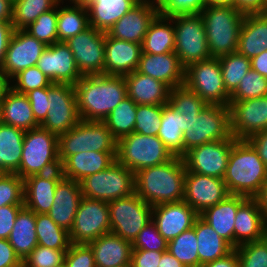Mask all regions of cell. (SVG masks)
Returning <instances> with one entry per match:
<instances>
[{
	"mask_svg": "<svg viewBox=\"0 0 267 267\" xmlns=\"http://www.w3.org/2000/svg\"><path fill=\"white\" fill-rule=\"evenodd\" d=\"M74 89L80 119L86 121H104L127 97L124 76L83 75Z\"/></svg>",
	"mask_w": 267,
	"mask_h": 267,
	"instance_id": "obj_1",
	"label": "cell"
},
{
	"mask_svg": "<svg viewBox=\"0 0 267 267\" xmlns=\"http://www.w3.org/2000/svg\"><path fill=\"white\" fill-rule=\"evenodd\" d=\"M186 166L180 156L134 173L135 193L150 206L184 200Z\"/></svg>",
	"mask_w": 267,
	"mask_h": 267,
	"instance_id": "obj_2",
	"label": "cell"
},
{
	"mask_svg": "<svg viewBox=\"0 0 267 267\" xmlns=\"http://www.w3.org/2000/svg\"><path fill=\"white\" fill-rule=\"evenodd\" d=\"M267 178V166L247 140H236L223 178L230 194L255 198Z\"/></svg>",
	"mask_w": 267,
	"mask_h": 267,
	"instance_id": "obj_3",
	"label": "cell"
},
{
	"mask_svg": "<svg viewBox=\"0 0 267 267\" xmlns=\"http://www.w3.org/2000/svg\"><path fill=\"white\" fill-rule=\"evenodd\" d=\"M211 57L236 52L244 15L231 5L210 4L200 13Z\"/></svg>",
	"mask_w": 267,
	"mask_h": 267,
	"instance_id": "obj_4",
	"label": "cell"
},
{
	"mask_svg": "<svg viewBox=\"0 0 267 267\" xmlns=\"http://www.w3.org/2000/svg\"><path fill=\"white\" fill-rule=\"evenodd\" d=\"M183 117V155L196 146L234 138L229 106L207 104L198 116Z\"/></svg>",
	"mask_w": 267,
	"mask_h": 267,
	"instance_id": "obj_5",
	"label": "cell"
},
{
	"mask_svg": "<svg viewBox=\"0 0 267 267\" xmlns=\"http://www.w3.org/2000/svg\"><path fill=\"white\" fill-rule=\"evenodd\" d=\"M58 135L41 127L25 131L18 172L23 180L59 170Z\"/></svg>",
	"mask_w": 267,
	"mask_h": 267,
	"instance_id": "obj_6",
	"label": "cell"
},
{
	"mask_svg": "<svg viewBox=\"0 0 267 267\" xmlns=\"http://www.w3.org/2000/svg\"><path fill=\"white\" fill-rule=\"evenodd\" d=\"M87 151L117 152V139L103 121L81 119L69 131L58 135V154L61 164L70 155Z\"/></svg>",
	"mask_w": 267,
	"mask_h": 267,
	"instance_id": "obj_7",
	"label": "cell"
},
{
	"mask_svg": "<svg viewBox=\"0 0 267 267\" xmlns=\"http://www.w3.org/2000/svg\"><path fill=\"white\" fill-rule=\"evenodd\" d=\"M174 157L158 136L132 132L117 140L116 161L133 173L157 166Z\"/></svg>",
	"mask_w": 267,
	"mask_h": 267,
	"instance_id": "obj_8",
	"label": "cell"
},
{
	"mask_svg": "<svg viewBox=\"0 0 267 267\" xmlns=\"http://www.w3.org/2000/svg\"><path fill=\"white\" fill-rule=\"evenodd\" d=\"M169 17L175 24L174 52L185 68L192 63L211 58L200 14H177Z\"/></svg>",
	"mask_w": 267,
	"mask_h": 267,
	"instance_id": "obj_9",
	"label": "cell"
},
{
	"mask_svg": "<svg viewBox=\"0 0 267 267\" xmlns=\"http://www.w3.org/2000/svg\"><path fill=\"white\" fill-rule=\"evenodd\" d=\"M79 183L84 197L106 202L135 193L134 173L117 161Z\"/></svg>",
	"mask_w": 267,
	"mask_h": 267,
	"instance_id": "obj_10",
	"label": "cell"
},
{
	"mask_svg": "<svg viewBox=\"0 0 267 267\" xmlns=\"http://www.w3.org/2000/svg\"><path fill=\"white\" fill-rule=\"evenodd\" d=\"M184 85L208 105L229 106L230 95L224 85L218 58L211 57L187 66Z\"/></svg>",
	"mask_w": 267,
	"mask_h": 267,
	"instance_id": "obj_11",
	"label": "cell"
},
{
	"mask_svg": "<svg viewBox=\"0 0 267 267\" xmlns=\"http://www.w3.org/2000/svg\"><path fill=\"white\" fill-rule=\"evenodd\" d=\"M110 232L133 243L138 233L152 220V209L136 193L108 202Z\"/></svg>",
	"mask_w": 267,
	"mask_h": 267,
	"instance_id": "obj_12",
	"label": "cell"
},
{
	"mask_svg": "<svg viewBox=\"0 0 267 267\" xmlns=\"http://www.w3.org/2000/svg\"><path fill=\"white\" fill-rule=\"evenodd\" d=\"M110 230L108 202L83 196L69 231L71 243L88 244Z\"/></svg>",
	"mask_w": 267,
	"mask_h": 267,
	"instance_id": "obj_13",
	"label": "cell"
},
{
	"mask_svg": "<svg viewBox=\"0 0 267 267\" xmlns=\"http://www.w3.org/2000/svg\"><path fill=\"white\" fill-rule=\"evenodd\" d=\"M48 99L50 109L41 128L59 135L81 120L74 85L52 83L48 86Z\"/></svg>",
	"mask_w": 267,
	"mask_h": 267,
	"instance_id": "obj_14",
	"label": "cell"
},
{
	"mask_svg": "<svg viewBox=\"0 0 267 267\" xmlns=\"http://www.w3.org/2000/svg\"><path fill=\"white\" fill-rule=\"evenodd\" d=\"M236 140H217L190 149L182 156L186 170L223 179L232 145Z\"/></svg>",
	"mask_w": 267,
	"mask_h": 267,
	"instance_id": "obj_15",
	"label": "cell"
},
{
	"mask_svg": "<svg viewBox=\"0 0 267 267\" xmlns=\"http://www.w3.org/2000/svg\"><path fill=\"white\" fill-rule=\"evenodd\" d=\"M105 35V32L89 26L65 42L82 75L104 74Z\"/></svg>",
	"mask_w": 267,
	"mask_h": 267,
	"instance_id": "obj_16",
	"label": "cell"
},
{
	"mask_svg": "<svg viewBox=\"0 0 267 267\" xmlns=\"http://www.w3.org/2000/svg\"><path fill=\"white\" fill-rule=\"evenodd\" d=\"M231 132L237 140L267 129V96L229 102Z\"/></svg>",
	"mask_w": 267,
	"mask_h": 267,
	"instance_id": "obj_17",
	"label": "cell"
},
{
	"mask_svg": "<svg viewBox=\"0 0 267 267\" xmlns=\"http://www.w3.org/2000/svg\"><path fill=\"white\" fill-rule=\"evenodd\" d=\"M36 66L52 83L75 85L83 76L65 42L48 45Z\"/></svg>",
	"mask_w": 267,
	"mask_h": 267,
	"instance_id": "obj_18",
	"label": "cell"
},
{
	"mask_svg": "<svg viewBox=\"0 0 267 267\" xmlns=\"http://www.w3.org/2000/svg\"><path fill=\"white\" fill-rule=\"evenodd\" d=\"M229 194L223 179L186 170L184 201L199 215Z\"/></svg>",
	"mask_w": 267,
	"mask_h": 267,
	"instance_id": "obj_19",
	"label": "cell"
},
{
	"mask_svg": "<svg viewBox=\"0 0 267 267\" xmlns=\"http://www.w3.org/2000/svg\"><path fill=\"white\" fill-rule=\"evenodd\" d=\"M47 45L25 30H15L5 55L1 70L10 81L21 71L36 66Z\"/></svg>",
	"mask_w": 267,
	"mask_h": 267,
	"instance_id": "obj_20",
	"label": "cell"
},
{
	"mask_svg": "<svg viewBox=\"0 0 267 267\" xmlns=\"http://www.w3.org/2000/svg\"><path fill=\"white\" fill-rule=\"evenodd\" d=\"M159 13L155 1L140 0L107 31V34L118 40L142 44L151 22Z\"/></svg>",
	"mask_w": 267,
	"mask_h": 267,
	"instance_id": "obj_21",
	"label": "cell"
},
{
	"mask_svg": "<svg viewBox=\"0 0 267 267\" xmlns=\"http://www.w3.org/2000/svg\"><path fill=\"white\" fill-rule=\"evenodd\" d=\"M199 214L184 200L153 206L152 221L161 236L170 241L193 227Z\"/></svg>",
	"mask_w": 267,
	"mask_h": 267,
	"instance_id": "obj_22",
	"label": "cell"
},
{
	"mask_svg": "<svg viewBox=\"0 0 267 267\" xmlns=\"http://www.w3.org/2000/svg\"><path fill=\"white\" fill-rule=\"evenodd\" d=\"M137 71L165 83L170 89L184 85L185 67L175 52L141 53Z\"/></svg>",
	"mask_w": 267,
	"mask_h": 267,
	"instance_id": "obj_23",
	"label": "cell"
},
{
	"mask_svg": "<svg viewBox=\"0 0 267 267\" xmlns=\"http://www.w3.org/2000/svg\"><path fill=\"white\" fill-rule=\"evenodd\" d=\"M141 44L118 40L105 35L104 75L125 76L137 70Z\"/></svg>",
	"mask_w": 267,
	"mask_h": 267,
	"instance_id": "obj_24",
	"label": "cell"
},
{
	"mask_svg": "<svg viewBox=\"0 0 267 267\" xmlns=\"http://www.w3.org/2000/svg\"><path fill=\"white\" fill-rule=\"evenodd\" d=\"M267 235V220L256 198H247L238 208L234 221V249Z\"/></svg>",
	"mask_w": 267,
	"mask_h": 267,
	"instance_id": "obj_25",
	"label": "cell"
},
{
	"mask_svg": "<svg viewBox=\"0 0 267 267\" xmlns=\"http://www.w3.org/2000/svg\"><path fill=\"white\" fill-rule=\"evenodd\" d=\"M82 197L80 183L62 177L57 183L53 205L48 215L58 226L69 232L73 227Z\"/></svg>",
	"mask_w": 267,
	"mask_h": 267,
	"instance_id": "obj_26",
	"label": "cell"
},
{
	"mask_svg": "<svg viewBox=\"0 0 267 267\" xmlns=\"http://www.w3.org/2000/svg\"><path fill=\"white\" fill-rule=\"evenodd\" d=\"M62 177L59 169L24 179V206L36 214L48 213L53 205L57 183Z\"/></svg>",
	"mask_w": 267,
	"mask_h": 267,
	"instance_id": "obj_27",
	"label": "cell"
},
{
	"mask_svg": "<svg viewBox=\"0 0 267 267\" xmlns=\"http://www.w3.org/2000/svg\"><path fill=\"white\" fill-rule=\"evenodd\" d=\"M96 267H130L132 243L113 233L100 236L88 243Z\"/></svg>",
	"mask_w": 267,
	"mask_h": 267,
	"instance_id": "obj_28",
	"label": "cell"
},
{
	"mask_svg": "<svg viewBox=\"0 0 267 267\" xmlns=\"http://www.w3.org/2000/svg\"><path fill=\"white\" fill-rule=\"evenodd\" d=\"M127 96L137 105H165L170 88L163 82L139 73L137 70L124 76Z\"/></svg>",
	"mask_w": 267,
	"mask_h": 267,
	"instance_id": "obj_29",
	"label": "cell"
},
{
	"mask_svg": "<svg viewBox=\"0 0 267 267\" xmlns=\"http://www.w3.org/2000/svg\"><path fill=\"white\" fill-rule=\"evenodd\" d=\"M117 152L87 151L70 155L62 164L63 177L80 182L84 178L107 169L116 161Z\"/></svg>",
	"mask_w": 267,
	"mask_h": 267,
	"instance_id": "obj_30",
	"label": "cell"
},
{
	"mask_svg": "<svg viewBox=\"0 0 267 267\" xmlns=\"http://www.w3.org/2000/svg\"><path fill=\"white\" fill-rule=\"evenodd\" d=\"M248 197L229 194L218 204L207 208L199 216L234 248V221L239 206Z\"/></svg>",
	"mask_w": 267,
	"mask_h": 267,
	"instance_id": "obj_31",
	"label": "cell"
},
{
	"mask_svg": "<svg viewBox=\"0 0 267 267\" xmlns=\"http://www.w3.org/2000/svg\"><path fill=\"white\" fill-rule=\"evenodd\" d=\"M0 122L28 131L40 127L26 94L8 88L0 101Z\"/></svg>",
	"mask_w": 267,
	"mask_h": 267,
	"instance_id": "obj_32",
	"label": "cell"
},
{
	"mask_svg": "<svg viewBox=\"0 0 267 267\" xmlns=\"http://www.w3.org/2000/svg\"><path fill=\"white\" fill-rule=\"evenodd\" d=\"M267 50V13L244 15L237 52L251 59Z\"/></svg>",
	"mask_w": 267,
	"mask_h": 267,
	"instance_id": "obj_33",
	"label": "cell"
},
{
	"mask_svg": "<svg viewBox=\"0 0 267 267\" xmlns=\"http://www.w3.org/2000/svg\"><path fill=\"white\" fill-rule=\"evenodd\" d=\"M193 228L197 237L199 267L225 257L234 249L200 216L195 220Z\"/></svg>",
	"mask_w": 267,
	"mask_h": 267,
	"instance_id": "obj_34",
	"label": "cell"
},
{
	"mask_svg": "<svg viewBox=\"0 0 267 267\" xmlns=\"http://www.w3.org/2000/svg\"><path fill=\"white\" fill-rule=\"evenodd\" d=\"M140 0H93L87 5L89 26L107 33Z\"/></svg>",
	"mask_w": 267,
	"mask_h": 267,
	"instance_id": "obj_35",
	"label": "cell"
},
{
	"mask_svg": "<svg viewBox=\"0 0 267 267\" xmlns=\"http://www.w3.org/2000/svg\"><path fill=\"white\" fill-rule=\"evenodd\" d=\"M36 213L25 206L19 211L8 241L23 261L38 245Z\"/></svg>",
	"mask_w": 267,
	"mask_h": 267,
	"instance_id": "obj_36",
	"label": "cell"
},
{
	"mask_svg": "<svg viewBox=\"0 0 267 267\" xmlns=\"http://www.w3.org/2000/svg\"><path fill=\"white\" fill-rule=\"evenodd\" d=\"M25 131L0 122V172L16 174L20 167Z\"/></svg>",
	"mask_w": 267,
	"mask_h": 267,
	"instance_id": "obj_37",
	"label": "cell"
},
{
	"mask_svg": "<svg viewBox=\"0 0 267 267\" xmlns=\"http://www.w3.org/2000/svg\"><path fill=\"white\" fill-rule=\"evenodd\" d=\"M142 53L165 54L174 52L175 34L172 19L158 14L151 22L141 44Z\"/></svg>",
	"mask_w": 267,
	"mask_h": 267,
	"instance_id": "obj_38",
	"label": "cell"
},
{
	"mask_svg": "<svg viewBox=\"0 0 267 267\" xmlns=\"http://www.w3.org/2000/svg\"><path fill=\"white\" fill-rule=\"evenodd\" d=\"M183 115L168 103L163 107L158 138L174 156H183Z\"/></svg>",
	"mask_w": 267,
	"mask_h": 267,
	"instance_id": "obj_39",
	"label": "cell"
},
{
	"mask_svg": "<svg viewBox=\"0 0 267 267\" xmlns=\"http://www.w3.org/2000/svg\"><path fill=\"white\" fill-rule=\"evenodd\" d=\"M88 27L89 18L86 6L73 4V6L65 5L58 8V42H66Z\"/></svg>",
	"mask_w": 267,
	"mask_h": 267,
	"instance_id": "obj_40",
	"label": "cell"
},
{
	"mask_svg": "<svg viewBox=\"0 0 267 267\" xmlns=\"http://www.w3.org/2000/svg\"><path fill=\"white\" fill-rule=\"evenodd\" d=\"M137 104L130 97L124 98L103 121L118 140L134 132Z\"/></svg>",
	"mask_w": 267,
	"mask_h": 267,
	"instance_id": "obj_41",
	"label": "cell"
},
{
	"mask_svg": "<svg viewBox=\"0 0 267 267\" xmlns=\"http://www.w3.org/2000/svg\"><path fill=\"white\" fill-rule=\"evenodd\" d=\"M35 225L38 245L52 249H69V232L58 226L48 213L36 214Z\"/></svg>",
	"mask_w": 267,
	"mask_h": 267,
	"instance_id": "obj_42",
	"label": "cell"
},
{
	"mask_svg": "<svg viewBox=\"0 0 267 267\" xmlns=\"http://www.w3.org/2000/svg\"><path fill=\"white\" fill-rule=\"evenodd\" d=\"M61 0H14L12 24L15 30H24L39 15L54 9Z\"/></svg>",
	"mask_w": 267,
	"mask_h": 267,
	"instance_id": "obj_43",
	"label": "cell"
},
{
	"mask_svg": "<svg viewBox=\"0 0 267 267\" xmlns=\"http://www.w3.org/2000/svg\"><path fill=\"white\" fill-rule=\"evenodd\" d=\"M227 93L231 96L241 79L251 70V60L237 51L218 58Z\"/></svg>",
	"mask_w": 267,
	"mask_h": 267,
	"instance_id": "obj_44",
	"label": "cell"
},
{
	"mask_svg": "<svg viewBox=\"0 0 267 267\" xmlns=\"http://www.w3.org/2000/svg\"><path fill=\"white\" fill-rule=\"evenodd\" d=\"M167 250L186 267H199L197 237L193 227L168 241Z\"/></svg>",
	"mask_w": 267,
	"mask_h": 267,
	"instance_id": "obj_45",
	"label": "cell"
},
{
	"mask_svg": "<svg viewBox=\"0 0 267 267\" xmlns=\"http://www.w3.org/2000/svg\"><path fill=\"white\" fill-rule=\"evenodd\" d=\"M168 104L183 116H198L207 105L194 91L185 85L170 89Z\"/></svg>",
	"mask_w": 267,
	"mask_h": 267,
	"instance_id": "obj_46",
	"label": "cell"
},
{
	"mask_svg": "<svg viewBox=\"0 0 267 267\" xmlns=\"http://www.w3.org/2000/svg\"><path fill=\"white\" fill-rule=\"evenodd\" d=\"M61 3L63 5L64 1H61L54 9L39 15L38 18L24 30L47 46L57 43L58 7Z\"/></svg>",
	"mask_w": 267,
	"mask_h": 267,
	"instance_id": "obj_47",
	"label": "cell"
},
{
	"mask_svg": "<svg viewBox=\"0 0 267 267\" xmlns=\"http://www.w3.org/2000/svg\"><path fill=\"white\" fill-rule=\"evenodd\" d=\"M263 96H267V78L251 69L241 79L238 88L230 96L229 102H240Z\"/></svg>",
	"mask_w": 267,
	"mask_h": 267,
	"instance_id": "obj_48",
	"label": "cell"
},
{
	"mask_svg": "<svg viewBox=\"0 0 267 267\" xmlns=\"http://www.w3.org/2000/svg\"><path fill=\"white\" fill-rule=\"evenodd\" d=\"M240 267H267V235L235 248Z\"/></svg>",
	"mask_w": 267,
	"mask_h": 267,
	"instance_id": "obj_49",
	"label": "cell"
},
{
	"mask_svg": "<svg viewBox=\"0 0 267 267\" xmlns=\"http://www.w3.org/2000/svg\"><path fill=\"white\" fill-rule=\"evenodd\" d=\"M165 105H137L135 133L157 136Z\"/></svg>",
	"mask_w": 267,
	"mask_h": 267,
	"instance_id": "obj_50",
	"label": "cell"
},
{
	"mask_svg": "<svg viewBox=\"0 0 267 267\" xmlns=\"http://www.w3.org/2000/svg\"><path fill=\"white\" fill-rule=\"evenodd\" d=\"M67 250L37 245L22 261V267H62Z\"/></svg>",
	"mask_w": 267,
	"mask_h": 267,
	"instance_id": "obj_51",
	"label": "cell"
},
{
	"mask_svg": "<svg viewBox=\"0 0 267 267\" xmlns=\"http://www.w3.org/2000/svg\"><path fill=\"white\" fill-rule=\"evenodd\" d=\"M24 180L17 174H0V207L24 205Z\"/></svg>",
	"mask_w": 267,
	"mask_h": 267,
	"instance_id": "obj_52",
	"label": "cell"
},
{
	"mask_svg": "<svg viewBox=\"0 0 267 267\" xmlns=\"http://www.w3.org/2000/svg\"><path fill=\"white\" fill-rule=\"evenodd\" d=\"M51 84L52 82L39 70L37 66L29 67L21 71L10 80V88L22 94H26L33 89L48 87Z\"/></svg>",
	"mask_w": 267,
	"mask_h": 267,
	"instance_id": "obj_53",
	"label": "cell"
},
{
	"mask_svg": "<svg viewBox=\"0 0 267 267\" xmlns=\"http://www.w3.org/2000/svg\"><path fill=\"white\" fill-rule=\"evenodd\" d=\"M168 241L159 233L155 223L151 220L140 230L137 238L132 243V249L167 251Z\"/></svg>",
	"mask_w": 267,
	"mask_h": 267,
	"instance_id": "obj_54",
	"label": "cell"
},
{
	"mask_svg": "<svg viewBox=\"0 0 267 267\" xmlns=\"http://www.w3.org/2000/svg\"><path fill=\"white\" fill-rule=\"evenodd\" d=\"M155 3L164 16L200 14L207 6L206 0H155Z\"/></svg>",
	"mask_w": 267,
	"mask_h": 267,
	"instance_id": "obj_55",
	"label": "cell"
},
{
	"mask_svg": "<svg viewBox=\"0 0 267 267\" xmlns=\"http://www.w3.org/2000/svg\"><path fill=\"white\" fill-rule=\"evenodd\" d=\"M64 267H96L91 247L71 243L65 254Z\"/></svg>",
	"mask_w": 267,
	"mask_h": 267,
	"instance_id": "obj_56",
	"label": "cell"
},
{
	"mask_svg": "<svg viewBox=\"0 0 267 267\" xmlns=\"http://www.w3.org/2000/svg\"><path fill=\"white\" fill-rule=\"evenodd\" d=\"M36 122L41 125L49 111L48 87L33 89L26 93Z\"/></svg>",
	"mask_w": 267,
	"mask_h": 267,
	"instance_id": "obj_57",
	"label": "cell"
},
{
	"mask_svg": "<svg viewBox=\"0 0 267 267\" xmlns=\"http://www.w3.org/2000/svg\"><path fill=\"white\" fill-rule=\"evenodd\" d=\"M24 205H5L0 207V239L8 240L16 217Z\"/></svg>",
	"mask_w": 267,
	"mask_h": 267,
	"instance_id": "obj_58",
	"label": "cell"
},
{
	"mask_svg": "<svg viewBox=\"0 0 267 267\" xmlns=\"http://www.w3.org/2000/svg\"><path fill=\"white\" fill-rule=\"evenodd\" d=\"M163 252L132 249L130 267H158Z\"/></svg>",
	"mask_w": 267,
	"mask_h": 267,
	"instance_id": "obj_59",
	"label": "cell"
},
{
	"mask_svg": "<svg viewBox=\"0 0 267 267\" xmlns=\"http://www.w3.org/2000/svg\"><path fill=\"white\" fill-rule=\"evenodd\" d=\"M232 6L243 15L267 13V0H232Z\"/></svg>",
	"mask_w": 267,
	"mask_h": 267,
	"instance_id": "obj_60",
	"label": "cell"
},
{
	"mask_svg": "<svg viewBox=\"0 0 267 267\" xmlns=\"http://www.w3.org/2000/svg\"><path fill=\"white\" fill-rule=\"evenodd\" d=\"M0 267H22V261L6 239H0Z\"/></svg>",
	"mask_w": 267,
	"mask_h": 267,
	"instance_id": "obj_61",
	"label": "cell"
},
{
	"mask_svg": "<svg viewBox=\"0 0 267 267\" xmlns=\"http://www.w3.org/2000/svg\"><path fill=\"white\" fill-rule=\"evenodd\" d=\"M14 31L12 21H0V68L5 61V55Z\"/></svg>",
	"mask_w": 267,
	"mask_h": 267,
	"instance_id": "obj_62",
	"label": "cell"
},
{
	"mask_svg": "<svg viewBox=\"0 0 267 267\" xmlns=\"http://www.w3.org/2000/svg\"><path fill=\"white\" fill-rule=\"evenodd\" d=\"M247 141L254 147L262 162L267 166V129L250 136Z\"/></svg>",
	"mask_w": 267,
	"mask_h": 267,
	"instance_id": "obj_63",
	"label": "cell"
},
{
	"mask_svg": "<svg viewBox=\"0 0 267 267\" xmlns=\"http://www.w3.org/2000/svg\"><path fill=\"white\" fill-rule=\"evenodd\" d=\"M201 267H240V266L236 250L233 249L225 257L206 263Z\"/></svg>",
	"mask_w": 267,
	"mask_h": 267,
	"instance_id": "obj_64",
	"label": "cell"
},
{
	"mask_svg": "<svg viewBox=\"0 0 267 267\" xmlns=\"http://www.w3.org/2000/svg\"><path fill=\"white\" fill-rule=\"evenodd\" d=\"M251 69L267 78V50L251 59Z\"/></svg>",
	"mask_w": 267,
	"mask_h": 267,
	"instance_id": "obj_65",
	"label": "cell"
},
{
	"mask_svg": "<svg viewBox=\"0 0 267 267\" xmlns=\"http://www.w3.org/2000/svg\"><path fill=\"white\" fill-rule=\"evenodd\" d=\"M13 1L0 0V21H12Z\"/></svg>",
	"mask_w": 267,
	"mask_h": 267,
	"instance_id": "obj_66",
	"label": "cell"
},
{
	"mask_svg": "<svg viewBox=\"0 0 267 267\" xmlns=\"http://www.w3.org/2000/svg\"><path fill=\"white\" fill-rule=\"evenodd\" d=\"M160 264L158 267H186L176 257H174L168 250L162 253Z\"/></svg>",
	"mask_w": 267,
	"mask_h": 267,
	"instance_id": "obj_67",
	"label": "cell"
},
{
	"mask_svg": "<svg viewBox=\"0 0 267 267\" xmlns=\"http://www.w3.org/2000/svg\"><path fill=\"white\" fill-rule=\"evenodd\" d=\"M255 198L257 199L259 206L264 213L265 219L267 220V178L260 193Z\"/></svg>",
	"mask_w": 267,
	"mask_h": 267,
	"instance_id": "obj_68",
	"label": "cell"
},
{
	"mask_svg": "<svg viewBox=\"0 0 267 267\" xmlns=\"http://www.w3.org/2000/svg\"><path fill=\"white\" fill-rule=\"evenodd\" d=\"M9 87H10V81L0 68V101Z\"/></svg>",
	"mask_w": 267,
	"mask_h": 267,
	"instance_id": "obj_69",
	"label": "cell"
},
{
	"mask_svg": "<svg viewBox=\"0 0 267 267\" xmlns=\"http://www.w3.org/2000/svg\"><path fill=\"white\" fill-rule=\"evenodd\" d=\"M207 3L210 4H223V5H231L232 6V0H206Z\"/></svg>",
	"mask_w": 267,
	"mask_h": 267,
	"instance_id": "obj_70",
	"label": "cell"
},
{
	"mask_svg": "<svg viewBox=\"0 0 267 267\" xmlns=\"http://www.w3.org/2000/svg\"><path fill=\"white\" fill-rule=\"evenodd\" d=\"M68 1V0H67ZM71 3L70 4H75V5H81V6H87L89 5L93 0H69Z\"/></svg>",
	"mask_w": 267,
	"mask_h": 267,
	"instance_id": "obj_71",
	"label": "cell"
}]
</instances>
